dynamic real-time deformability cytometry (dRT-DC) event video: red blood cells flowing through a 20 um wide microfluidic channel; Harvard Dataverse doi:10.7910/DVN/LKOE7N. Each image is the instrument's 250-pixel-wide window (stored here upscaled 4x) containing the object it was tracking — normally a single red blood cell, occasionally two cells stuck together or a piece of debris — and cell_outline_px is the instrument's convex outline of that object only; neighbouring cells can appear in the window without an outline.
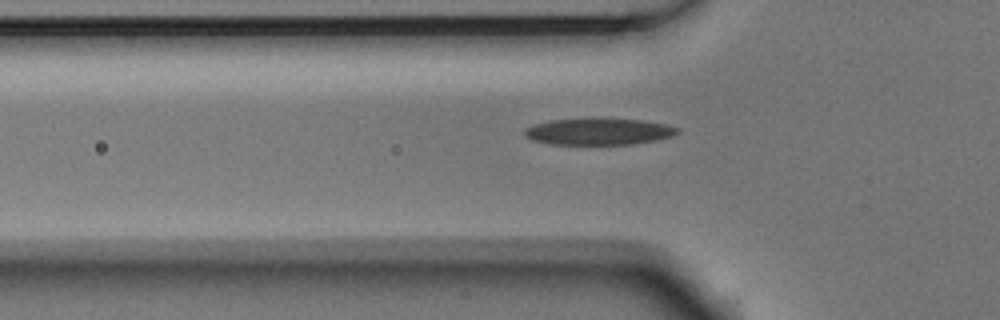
{"species": "Egyptian fruit bat (a non-hibernating species)", "species_latin": "Rousettus aegyptiacus", "temperature_condition": "room temperature", "stored_images_in_passage": 6, "camera_frame_rate_fps": 3000, "um_per_image_px": 0.085, "animal": {"sex": "male"}, "frame": {"image": 1, "passage_image": 6, "time_ms": 1.667, "image_size_px": [1000, 320], "cell_outline_px": [[680, 132], [672, 136], [632, 144], [552, 144], [532, 140], [524, 136], [524, 128], [536, 124], [552, 120], [640, 120], [664, 124], [680, 128]], "centroid_in_image_um": [50.87, 11.21], "position_along_channel_um": 74.9, "area_um2": 22.89}}